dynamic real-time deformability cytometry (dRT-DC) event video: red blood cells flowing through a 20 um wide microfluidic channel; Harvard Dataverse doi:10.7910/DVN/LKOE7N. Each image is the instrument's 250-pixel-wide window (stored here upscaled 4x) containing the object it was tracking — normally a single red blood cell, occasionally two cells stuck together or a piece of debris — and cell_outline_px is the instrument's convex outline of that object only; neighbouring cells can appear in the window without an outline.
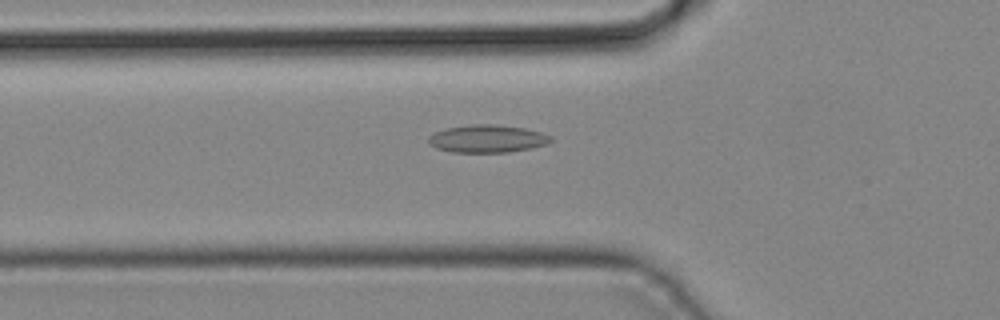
{"species": "common noctule bat (a hibernating species)", "species_latin": "Nyctalus noctula", "temperature_condition": "cold", "stored_images_in_passage": 38, "camera_frame_rate_fps": 3000, "um_per_image_px": 0.085, "animal": {"sex": "male", "body_mass_g": 19.2, "forearm_length_mm": 51.8}, "frame": {"image": 1, "passage_image": 10, "time_ms": 3.0, "image_size_px": [1000, 320], "cell_outline_px": [[552, 140], [548, 144], [532, 148], [508, 152], [452, 152], [436, 148], [428, 144], [428, 136], [432, 132], [444, 128], [472, 124], [492, 124], [524, 128], [544, 132], [552, 136]], "centroid_in_image_um": [41.41, 11.78], "position_along_channel_um": 84.4, "area_um2": 20.06}}
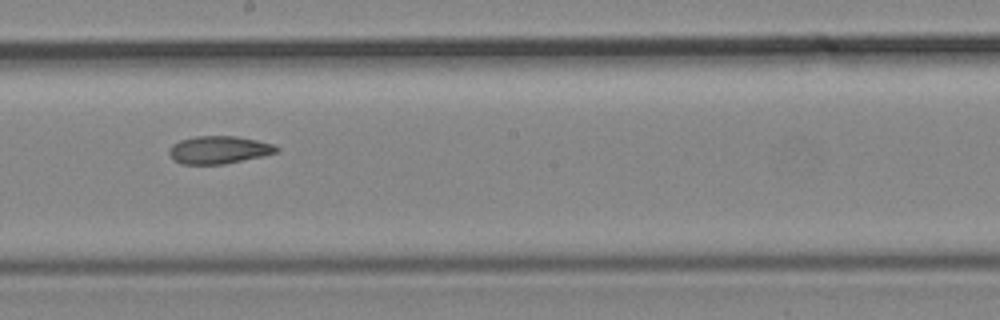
{"frame": {"image": 2, "passage_image": 19, "time_ms": 6.0, "image_size_px": [1000, 320], "cell_outline_px": [[280, 152], [264, 156], [224, 164], [180, 164], [172, 160], [168, 152], [168, 148], [172, 144], [180, 140], [196, 136], [236, 136], [256, 140], [272, 144], [280, 148]], "centroid_in_image_um": [18.59, 12.74], "position_along_channel_um": 229.6, "area_um2": 17.57}}
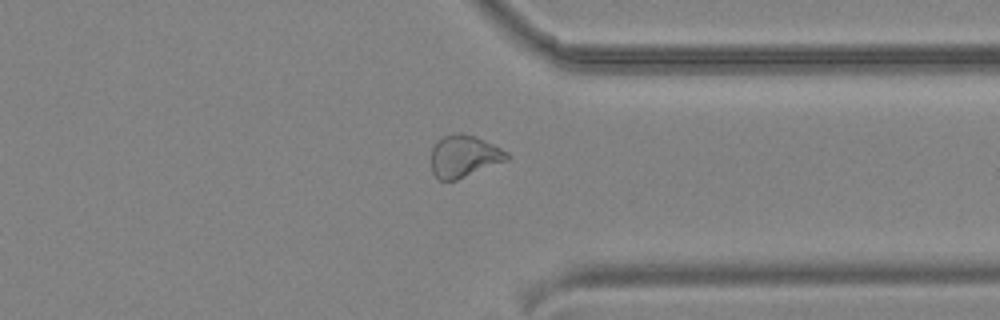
{"frame": {"image": 3, "passage_image": 28, "time_ms": 9.0, "image_size_px": [1000, 320], "cell_outline_px": [[512, 156], [508, 160], [456, 180], [440, 180], [432, 172], [432, 148], [436, 140], [444, 136], [460, 132], [476, 136], [508, 152]], "centroid_in_image_um": [39.45, 13.27], "position_along_channel_um": 371.9, "area_um2": 18.55}}